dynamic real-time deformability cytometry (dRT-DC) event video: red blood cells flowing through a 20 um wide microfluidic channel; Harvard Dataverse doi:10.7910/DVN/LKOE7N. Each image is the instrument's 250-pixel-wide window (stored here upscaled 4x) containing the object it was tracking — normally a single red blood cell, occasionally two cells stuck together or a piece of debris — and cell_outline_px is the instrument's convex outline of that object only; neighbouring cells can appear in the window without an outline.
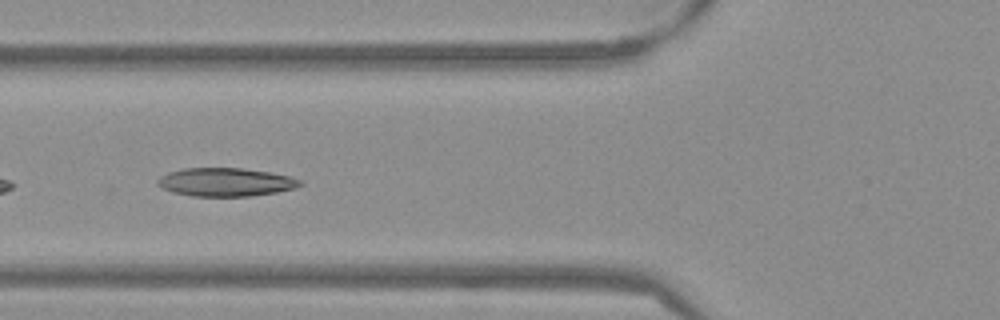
{"species": "Egyptian fruit bat (a non-hibernating species)", "species_latin": "Rousettus aegyptiacus", "temperature_condition": "warm", "stored_images_in_passage": 12, "camera_frame_rate_fps": 3000, "um_per_image_px": 0.085, "frame": {"image": 1, "passage_image": 7, "time_ms": 2.0, "image_size_px": [1000, 320], "cell_outline_px": [[304, 184], [296, 188], [276, 192], [252, 196], [192, 196], [172, 192], [156, 184], [156, 180], [160, 176], [168, 172], [184, 168], [240, 168], [268, 172], [288, 176], [300, 180]], "centroid_in_image_um": [19.16, 15.48], "position_along_channel_um": 106.6, "area_um2": 23.52}}
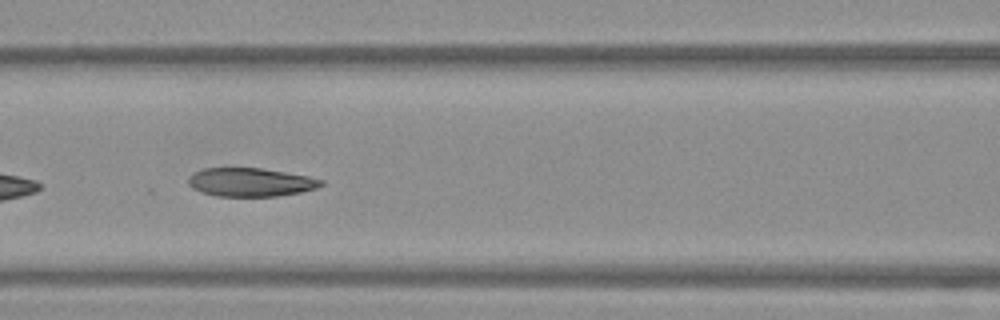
{"frame": {"image": 2, "passage_image": 10, "time_ms": 3.0, "image_size_px": [1000, 320], "cell_outline_px": [[324, 184], [316, 188], [300, 192], [276, 196], [216, 196], [200, 192], [192, 188], [188, 184], [188, 176], [192, 172], [204, 168], [260, 168], [308, 176], [324, 180]], "centroid_in_image_um": [21.25, 15.48], "position_along_channel_um": 145.3, "area_um2": 22.14}}